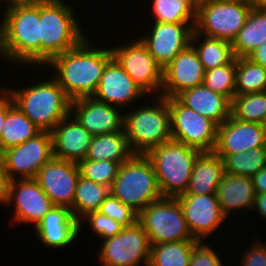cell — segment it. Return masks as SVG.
<instances>
[{"mask_svg":"<svg viewBox=\"0 0 266 266\" xmlns=\"http://www.w3.org/2000/svg\"><path fill=\"white\" fill-rule=\"evenodd\" d=\"M149 35L140 40L155 61L164 69L181 51L191 44L195 23L151 22ZM151 28V29H150Z\"/></svg>","mask_w":266,"mask_h":266,"instance_id":"cell-14","label":"cell"},{"mask_svg":"<svg viewBox=\"0 0 266 266\" xmlns=\"http://www.w3.org/2000/svg\"><path fill=\"white\" fill-rule=\"evenodd\" d=\"M120 109L93 97H82L72 100L70 114L92 136H96L123 130L124 113Z\"/></svg>","mask_w":266,"mask_h":266,"instance_id":"cell-18","label":"cell"},{"mask_svg":"<svg viewBox=\"0 0 266 266\" xmlns=\"http://www.w3.org/2000/svg\"><path fill=\"white\" fill-rule=\"evenodd\" d=\"M121 164L108 160L91 161L84 159L78 163V166L83 178L111 188Z\"/></svg>","mask_w":266,"mask_h":266,"instance_id":"cell-38","label":"cell"},{"mask_svg":"<svg viewBox=\"0 0 266 266\" xmlns=\"http://www.w3.org/2000/svg\"><path fill=\"white\" fill-rule=\"evenodd\" d=\"M101 242L98 253L100 266H140L143 264V266H148L149 264L151 243L138 221Z\"/></svg>","mask_w":266,"mask_h":266,"instance_id":"cell-11","label":"cell"},{"mask_svg":"<svg viewBox=\"0 0 266 266\" xmlns=\"http://www.w3.org/2000/svg\"><path fill=\"white\" fill-rule=\"evenodd\" d=\"M89 42V43H88ZM86 37L78 46L53 57L45 66L55 69L53 78L71 100L92 97L107 63L113 58L111 48H100Z\"/></svg>","mask_w":266,"mask_h":266,"instance_id":"cell-1","label":"cell"},{"mask_svg":"<svg viewBox=\"0 0 266 266\" xmlns=\"http://www.w3.org/2000/svg\"><path fill=\"white\" fill-rule=\"evenodd\" d=\"M186 107L221 125L231 116V101L204 84L186 89L176 96Z\"/></svg>","mask_w":266,"mask_h":266,"instance_id":"cell-25","label":"cell"},{"mask_svg":"<svg viewBox=\"0 0 266 266\" xmlns=\"http://www.w3.org/2000/svg\"><path fill=\"white\" fill-rule=\"evenodd\" d=\"M73 8L64 0H46L40 4V68L86 38Z\"/></svg>","mask_w":266,"mask_h":266,"instance_id":"cell-3","label":"cell"},{"mask_svg":"<svg viewBox=\"0 0 266 266\" xmlns=\"http://www.w3.org/2000/svg\"><path fill=\"white\" fill-rule=\"evenodd\" d=\"M172 140L201 152H213L217 142V124L184 106L176 97L167 98Z\"/></svg>","mask_w":266,"mask_h":266,"instance_id":"cell-10","label":"cell"},{"mask_svg":"<svg viewBox=\"0 0 266 266\" xmlns=\"http://www.w3.org/2000/svg\"><path fill=\"white\" fill-rule=\"evenodd\" d=\"M247 58L255 64L266 67V40L260 44Z\"/></svg>","mask_w":266,"mask_h":266,"instance_id":"cell-45","label":"cell"},{"mask_svg":"<svg viewBox=\"0 0 266 266\" xmlns=\"http://www.w3.org/2000/svg\"><path fill=\"white\" fill-rule=\"evenodd\" d=\"M41 244L51 249L64 248L78 238L79 221L68 207L54 206L35 226Z\"/></svg>","mask_w":266,"mask_h":266,"instance_id":"cell-23","label":"cell"},{"mask_svg":"<svg viewBox=\"0 0 266 266\" xmlns=\"http://www.w3.org/2000/svg\"><path fill=\"white\" fill-rule=\"evenodd\" d=\"M84 221L87 224L89 223L91 231L101 240L115 236L124 228L116 220L109 218L99 211L90 212L79 220V232L82 230V223L85 224Z\"/></svg>","mask_w":266,"mask_h":266,"instance_id":"cell-40","label":"cell"},{"mask_svg":"<svg viewBox=\"0 0 266 266\" xmlns=\"http://www.w3.org/2000/svg\"><path fill=\"white\" fill-rule=\"evenodd\" d=\"M111 51L113 58L147 95L160 96L163 68L155 61L139 37L123 46L121 44L111 47Z\"/></svg>","mask_w":266,"mask_h":266,"instance_id":"cell-12","label":"cell"},{"mask_svg":"<svg viewBox=\"0 0 266 266\" xmlns=\"http://www.w3.org/2000/svg\"><path fill=\"white\" fill-rule=\"evenodd\" d=\"M250 244V250L243 252L240 266H266V245L260 239Z\"/></svg>","mask_w":266,"mask_h":266,"instance_id":"cell-42","label":"cell"},{"mask_svg":"<svg viewBox=\"0 0 266 266\" xmlns=\"http://www.w3.org/2000/svg\"><path fill=\"white\" fill-rule=\"evenodd\" d=\"M13 207V221L18 224L38 225L44 215L54 207L35 178L14 179L10 183L7 206Z\"/></svg>","mask_w":266,"mask_h":266,"instance_id":"cell-17","label":"cell"},{"mask_svg":"<svg viewBox=\"0 0 266 266\" xmlns=\"http://www.w3.org/2000/svg\"><path fill=\"white\" fill-rule=\"evenodd\" d=\"M198 3L204 2V1H208V0H196Z\"/></svg>","mask_w":266,"mask_h":266,"instance_id":"cell-52","label":"cell"},{"mask_svg":"<svg viewBox=\"0 0 266 266\" xmlns=\"http://www.w3.org/2000/svg\"><path fill=\"white\" fill-rule=\"evenodd\" d=\"M2 1L3 3H5L6 1V5L4 6L5 9H3V10H6V9L16 8V7L36 6V5H40L46 0H0V2ZM0 5L2 4L0 3Z\"/></svg>","mask_w":266,"mask_h":266,"instance_id":"cell-47","label":"cell"},{"mask_svg":"<svg viewBox=\"0 0 266 266\" xmlns=\"http://www.w3.org/2000/svg\"><path fill=\"white\" fill-rule=\"evenodd\" d=\"M184 1L188 2L195 10H197L199 3L196 0H184Z\"/></svg>","mask_w":266,"mask_h":266,"instance_id":"cell-50","label":"cell"},{"mask_svg":"<svg viewBox=\"0 0 266 266\" xmlns=\"http://www.w3.org/2000/svg\"><path fill=\"white\" fill-rule=\"evenodd\" d=\"M216 2H236V1H249V0H211Z\"/></svg>","mask_w":266,"mask_h":266,"instance_id":"cell-51","label":"cell"},{"mask_svg":"<svg viewBox=\"0 0 266 266\" xmlns=\"http://www.w3.org/2000/svg\"><path fill=\"white\" fill-rule=\"evenodd\" d=\"M265 143L266 127L263 124L244 122L230 116L217 126L214 152L217 155H230L265 146Z\"/></svg>","mask_w":266,"mask_h":266,"instance_id":"cell-21","label":"cell"},{"mask_svg":"<svg viewBox=\"0 0 266 266\" xmlns=\"http://www.w3.org/2000/svg\"><path fill=\"white\" fill-rule=\"evenodd\" d=\"M79 177L78 163L53 157L40 168L35 179L54 206L68 207L73 214V200Z\"/></svg>","mask_w":266,"mask_h":266,"instance_id":"cell-16","label":"cell"},{"mask_svg":"<svg viewBox=\"0 0 266 266\" xmlns=\"http://www.w3.org/2000/svg\"><path fill=\"white\" fill-rule=\"evenodd\" d=\"M205 71L198 54L190 44L164 69L160 96L173 98L182 91L203 84Z\"/></svg>","mask_w":266,"mask_h":266,"instance_id":"cell-19","label":"cell"},{"mask_svg":"<svg viewBox=\"0 0 266 266\" xmlns=\"http://www.w3.org/2000/svg\"><path fill=\"white\" fill-rule=\"evenodd\" d=\"M41 130L15 105L6 113L2 125L0 153L10 147L24 143L35 137Z\"/></svg>","mask_w":266,"mask_h":266,"instance_id":"cell-30","label":"cell"},{"mask_svg":"<svg viewBox=\"0 0 266 266\" xmlns=\"http://www.w3.org/2000/svg\"><path fill=\"white\" fill-rule=\"evenodd\" d=\"M206 241H198L192 251L189 266H224L217 250Z\"/></svg>","mask_w":266,"mask_h":266,"instance_id":"cell-41","label":"cell"},{"mask_svg":"<svg viewBox=\"0 0 266 266\" xmlns=\"http://www.w3.org/2000/svg\"><path fill=\"white\" fill-rule=\"evenodd\" d=\"M223 161L225 173L252 178L266 166L265 146L256 147L246 152L230 155H218Z\"/></svg>","mask_w":266,"mask_h":266,"instance_id":"cell-33","label":"cell"},{"mask_svg":"<svg viewBox=\"0 0 266 266\" xmlns=\"http://www.w3.org/2000/svg\"><path fill=\"white\" fill-rule=\"evenodd\" d=\"M132 155L123 129L121 132L93 136L85 159L124 163Z\"/></svg>","mask_w":266,"mask_h":266,"instance_id":"cell-27","label":"cell"},{"mask_svg":"<svg viewBox=\"0 0 266 266\" xmlns=\"http://www.w3.org/2000/svg\"><path fill=\"white\" fill-rule=\"evenodd\" d=\"M216 195L223 214L229 218L231 213L233 215L238 210L241 214L251 211L256 192L252 178L224 173Z\"/></svg>","mask_w":266,"mask_h":266,"instance_id":"cell-24","label":"cell"},{"mask_svg":"<svg viewBox=\"0 0 266 266\" xmlns=\"http://www.w3.org/2000/svg\"><path fill=\"white\" fill-rule=\"evenodd\" d=\"M236 58L230 63L205 71L203 84L232 101L235 96Z\"/></svg>","mask_w":266,"mask_h":266,"instance_id":"cell-37","label":"cell"},{"mask_svg":"<svg viewBox=\"0 0 266 266\" xmlns=\"http://www.w3.org/2000/svg\"><path fill=\"white\" fill-rule=\"evenodd\" d=\"M5 88L11 94L14 105L41 131L51 132L63 118L70 115L72 100L53 76L19 90Z\"/></svg>","mask_w":266,"mask_h":266,"instance_id":"cell-4","label":"cell"},{"mask_svg":"<svg viewBox=\"0 0 266 266\" xmlns=\"http://www.w3.org/2000/svg\"><path fill=\"white\" fill-rule=\"evenodd\" d=\"M252 8L266 11V0H249Z\"/></svg>","mask_w":266,"mask_h":266,"instance_id":"cell-49","label":"cell"},{"mask_svg":"<svg viewBox=\"0 0 266 266\" xmlns=\"http://www.w3.org/2000/svg\"><path fill=\"white\" fill-rule=\"evenodd\" d=\"M266 91V67L247 57L236 58L235 95Z\"/></svg>","mask_w":266,"mask_h":266,"instance_id":"cell-35","label":"cell"},{"mask_svg":"<svg viewBox=\"0 0 266 266\" xmlns=\"http://www.w3.org/2000/svg\"><path fill=\"white\" fill-rule=\"evenodd\" d=\"M266 40V11L252 8L244 26L231 43L235 58L248 57Z\"/></svg>","mask_w":266,"mask_h":266,"instance_id":"cell-28","label":"cell"},{"mask_svg":"<svg viewBox=\"0 0 266 266\" xmlns=\"http://www.w3.org/2000/svg\"><path fill=\"white\" fill-rule=\"evenodd\" d=\"M98 211L109 218L116 220L124 228L129 227L138 221V213L130 206L123 204L111 193L102 202Z\"/></svg>","mask_w":266,"mask_h":266,"instance_id":"cell-39","label":"cell"},{"mask_svg":"<svg viewBox=\"0 0 266 266\" xmlns=\"http://www.w3.org/2000/svg\"><path fill=\"white\" fill-rule=\"evenodd\" d=\"M0 139L2 125L5 120L7 111L14 105L11 94L4 87L0 88Z\"/></svg>","mask_w":266,"mask_h":266,"instance_id":"cell-44","label":"cell"},{"mask_svg":"<svg viewBox=\"0 0 266 266\" xmlns=\"http://www.w3.org/2000/svg\"><path fill=\"white\" fill-rule=\"evenodd\" d=\"M191 45L197 52L204 71L224 66L235 58L231 42L205 37L195 31L191 37Z\"/></svg>","mask_w":266,"mask_h":266,"instance_id":"cell-29","label":"cell"},{"mask_svg":"<svg viewBox=\"0 0 266 266\" xmlns=\"http://www.w3.org/2000/svg\"><path fill=\"white\" fill-rule=\"evenodd\" d=\"M176 198L180 203L189 231L198 241L207 239L208 242L210 235L213 237L212 234H215L219 227H222V223L227 220L216 194H182Z\"/></svg>","mask_w":266,"mask_h":266,"instance_id":"cell-15","label":"cell"},{"mask_svg":"<svg viewBox=\"0 0 266 266\" xmlns=\"http://www.w3.org/2000/svg\"><path fill=\"white\" fill-rule=\"evenodd\" d=\"M138 222L147 233L151 245L196 240L189 231L177 198L162 197L138 213Z\"/></svg>","mask_w":266,"mask_h":266,"instance_id":"cell-8","label":"cell"},{"mask_svg":"<svg viewBox=\"0 0 266 266\" xmlns=\"http://www.w3.org/2000/svg\"><path fill=\"white\" fill-rule=\"evenodd\" d=\"M201 151L170 140L151 149V160L163 197L176 198L188 189L194 163Z\"/></svg>","mask_w":266,"mask_h":266,"instance_id":"cell-6","label":"cell"},{"mask_svg":"<svg viewBox=\"0 0 266 266\" xmlns=\"http://www.w3.org/2000/svg\"><path fill=\"white\" fill-rule=\"evenodd\" d=\"M253 211H256L257 215H260L259 217L266 220V193L256 194L252 212Z\"/></svg>","mask_w":266,"mask_h":266,"instance_id":"cell-48","label":"cell"},{"mask_svg":"<svg viewBox=\"0 0 266 266\" xmlns=\"http://www.w3.org/2000/svg\"><path fill=\"white\" fill-rule=\"evenodd\" d=\"M52 158V136L48 131H41L24 143L0 153L4 169L11 180L35 178L40 168Z\"/></svg>","mask_w":266,"mask_h":266,"instance_id":"cell-13","label":"cell"},{"mask_svg":"<svg viewBox=\"0 0 266 266\" xmlns=\"http://www.w3.org/2000/svg\"><path fill=\"white\" fill-rule=\"evenodd\" d=\"M123 113V129L133 154L146 155L151 149L172 139L166 97L155 96L151 103Z\"/></svg>","mask_w":266,"mask_h":266,"instance_id":"cell-5","label":"cell"},{"mask_svg":"<svg viewBox=\"0 0 266 266\" xmlns=\"http://www.w3.org/2000/svg\"><path fill=\"white\" fill-rule=\"evenodd\" d=\"M252 6L249 1L199 3L194 31L209 38L233 42L244 26Z\"/></svg>","mask_w":266,"mask_h":266,"instance_id":"cell-9","label":"cell"},{"mask_svg":"<svg viewBox=\"0 0 266 266\" xmlns=\"http://www.w3.org/2000/svg\"><path fill=\"white\" fill-rule=\"evenodd\" d=\"M231 116L240 121L264 125L266 91L235 95L231 101Z\"/></svg>","mask_w":266,"mask_h":266,"instance_id":"cell-34","label":"cell"},{"mask_svg":"<svg viewBox=\"0 0 266 266\" xmlns=\"http://www.w3.org/2000/svg\"><path fill=\"white\" fill-rule=\"evenodd\" d=\"M0 57L22 66L40 68V5L2 10ZM19 63V64H18Z\"/></svg>","mask_w":266,"mask_h":266,"instance_id":"cell-2","label":"cell"},{"mask_svg":"<svg viewBox=\"0 0 266 266\" xmlns=\"http://www.w3.org/2000/svg\"><path fill=\"white\" fill-rule=\"evenodd\" d=\"M256 194L266 193V166L252 177Z\"/></svg>","mask_w":266,"mask_h":266,"instance_id":"cell-46","label":"cell"},{"mask_svg":"<svg viewBox=\"0 0 266 266\" xmlns=\"http://www.w3.org/2000/svg\"><path fill=\"white\" fill-rule=\"evenodd\" d=\"M197 242L185 240L151 245L148 266H189Z\"/></svg>","mask_w":266,"mask_h":266,"instance_id":"cell-32","label":"cell"},{"mask_svg":"<svg viewBox=\"0 0 266 266\" xmlns=\"http://www.w3.org/2000/svg\"><path fill=\"white\" fill-rule=\"evenodd\" d=\"M53 157L79 163L84 160L93 136L70 114L51 131Z\"/></svg>","mask_w":266,"mask_h":266,"instance_id":"cell-22","label":"cell"},{"mask_svg":"<svg viewBox=\"0 0 266 266\" xmlns=\"http://www.w3.org/2000/svg\"><path fill=\"white\" fill-rule=\"evenodd\" d=\"M224 173L223 161L214 151L201 152L194 163L190 183L184 194H217Z\"/></svg>","mask_w":266,"mask_h":266,"instance_id":"cell-26","label":"cell"},{"mask_svg":"<svg viewBox=\"0 0 266 266\" xmlns=\"http://www.w3.org/2000/svg\"><path fill=\"white\" fill-rule=\"evenodd\" d=\"M109 194V187L92 182L80 175L73 200V215L75 219L79 221L86 214L98 211Z\"/></svg>","mask_w":266,"mask_h":266,"instance_id":"cell-31","label":"cell"},{"mask_svg":"<svg viewBox=\"0 0 266 266\" xmlns=\"http://www.w3.org/2000/svg\"><path fill=\"white\" fill-rule=\"evenodd\" d=\"M110 193L137 213L163 197L153 164L143 154H133L121 164Z\"/></svg>","mask_w":266,"mask_h":266,"instance_id":"cell-7","label":"cell"},{"mask_svg":"<svg viewBox=\"0 0 266 266\" xmlns=\"http://www.w3.org/2000/svg\"><path fill=\"white\" fill-rule=\"evenodd\" d=\"M10 183L11 179L0 159V205L3 204L4 207H6L9 200Z\"/></svg>","mask_w":266,"mask_h":266,"instance_id":"cell-43","label":"cell"},{"mask_svg":"<svg viewBox=\"0 0 266 266\" xmlns=\"http://www.w3.org/2000/svg\"><path fill=\"white\" fill-rule=\"evenodd\" d=\"M142 96H148L126 73V71L112 58L104 68L99 85L95 94L92 96L95 100L116 106L118 108H127L131 103L140 101Z\"/></svg>","mask_w":266,"mask_h":266,"instance_id":"cell-20","label":"cell"},{"mask_svg":"<svg viewBox=\"0 0 266 266\" xmlns=\"http://www.w3.org/2000/svg\"><path fill=\"white\" fill-rule=\"evenodd\" d=\"M152 21L195 23L196 10L184 0H152Z\"/></svg>","mask_w":266,"mask_h":266,"instance_id":"cell-36","label":"cell"}]
</instances>
